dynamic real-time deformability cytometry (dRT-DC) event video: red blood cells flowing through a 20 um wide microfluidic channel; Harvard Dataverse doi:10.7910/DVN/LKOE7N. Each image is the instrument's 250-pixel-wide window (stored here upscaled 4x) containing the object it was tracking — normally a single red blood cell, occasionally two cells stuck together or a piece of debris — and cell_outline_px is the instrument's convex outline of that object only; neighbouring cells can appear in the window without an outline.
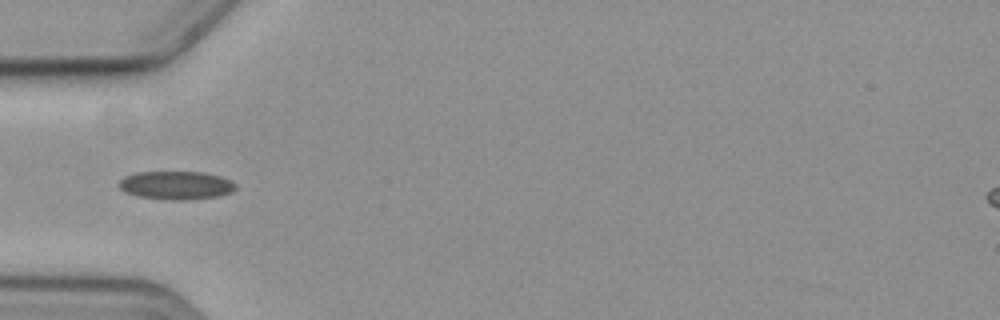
{"species": "common noctule bat (a hibernating species)", "species_latin": "Nyctalus noctula", "temperature_condition": "cold", "stored_images_in_passage": 4, "camera_frame_rate_fps": 3000, "um_per_image_px": 0.085, "animal": {"sex": "female", "body_mass_g": 19.3, "forearm_length_mm": 54.1}, "frame": {"image": 1, "passage_image": 3, "time_ms": 2.333, "image_size_px": [1000, 320], "cell_outline_px": [[236, 188], [232, 192], [220, 196], [188, 200], [168, 200], [136, 196], [124, 192], [120, 188], [120, 180], [124, 176], [136, 172], [204, 172], [220, 176], [232, 180], [236, 184]], "centroid_in_image_um": [14.99, 15.75], "position_along_channel_um": 70.0, "area_um2": 19.54}}
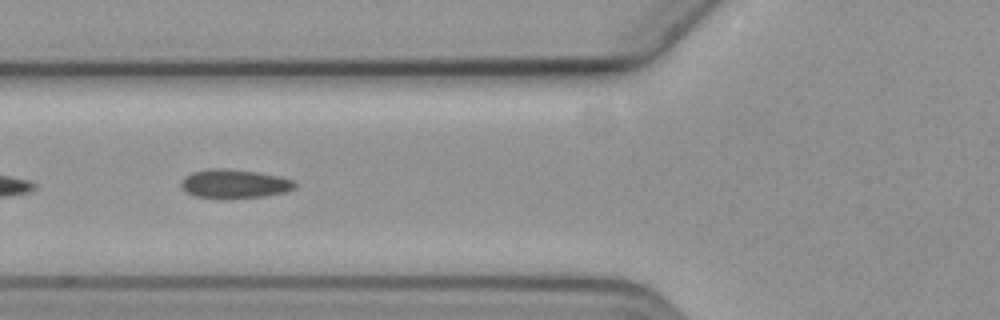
{"frame": {"image": 2, "passage_image": 4, "time_ms": 3.333, "image_size_px": [1000, 320], "cell_outline_px": [[296, 188], [284, 192], [264, 196], [224, 200], [196, 196], [184, 192], [180, 184], [184, 176], [192, 172], [212, 168], [224, 168], [256, 172], [280, 176], [292, 180], [296, 184]], "centroid_in_image_um": [19.88, 15.64], "position_along_channel_um": 105.9, "area_um2": 19.48}}